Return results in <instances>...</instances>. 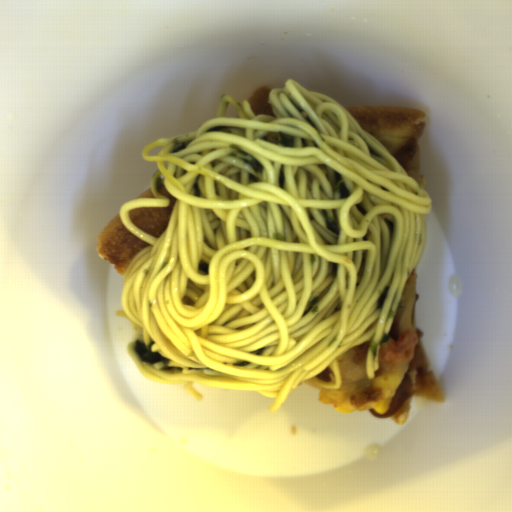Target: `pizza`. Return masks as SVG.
Instances as JSON below:
<instances>
[{
	"label": "pizza",
	"mask_w": 512,
	"mask_h": 512,
	"mask_svg": "<svg viewBox=\"0 0 512 512\" xmlns=\"http://www.w3.org/2000/svg\"><path fill=\"white\" fill-rule=\"evenodd\" d=\"M159 193L169 201L167 207H136L130 210L128 217L132 224L149 235L160 238L166 231L177 202L175 196L170 194L165 186V179L156 183Z\"/></svg>",
	"instance_id": "obj_4"
},
{
	"label": "pizza",
	"mask_w": 512,
	"mask_h": 512,
	"mask_svg": "<svg viewBox=\"0 0 512 512\" xmlns=\"http://www.w3.org/2000/svg\"><path fill=\"white\" fill-rule=\"evenodd\" d=\"M148 246L149 243L131 233L120 212L101 228L96 237L97 254L123 276L130 262Z\"/></svg>",
	"instance_id": "obj_3"
},
{
	"label": "pizza",
	"mask_w": 512,
	"mask_h": 512,
	"mask_svg": "<svg viewBox=\"0 0 512 512\" xmlns=\"http://www.w3.org/2000/svg\"><path fill=\"white\" fill-rule=\"evenodd\" d=\"M363 130L380 142L424 189L418 144L424 135L426 115L423 110L385 106L343 107Z\"/></svg>",
	"instance_id": "obj_2"
},
{
	"label": "pizza",
	"mask_w": 512,
	"mask_h": 512,
	"mask_svg": "<svg viewBox=\"0 0 512 512\" xmlns=\"http://www.w3.org/2000/svg\"><path fill=\"white\" fill-rule=\"evenodd\" d=\"M331 374H333L332 370L329 367H325L321 372H319L315 376H316L317 380H321V381H325V382L329 383L330 381H332Z\"/></svg>",
	"instance_id": "obj_6"
},
{
	"label": "pizza",
	"mask_w": 512,
	"mask_h": 512,
	"mask_svg": "<svg viewBox=\"0 0 512 512\" xmlns=\"http://www.w3.org/2000/svg\"><path fill=\"white\" fill-rule=\"evenodd\" d=\"M270 90L272 89L263 87L250 96L248 103L253 114L257 116H275L269 103Z\"/></svg>",
	"instance_id": "obj_5"
},
{
	"label": "pizza",
	"mask_w": 512,
	"mask_h": 512,
	"mask_svg": "<svg viewBox=\"0 0 512 512\" xmlns=\"http://www.w3.org/2000/svg\"><path fill=\"white\" fill-rule=\"evenodd\" d=\"M141 198H154L155 199L153 191H152V187L141 192L134 200L141 199Z\"/></svg>",
	"instance_id": "obj_7"
},
{
	"label": "pizza",
	"mask_w": 512,
	"mask_h": 512,
	"mask_svg": "<svg viewBox=\"0 0 512 512\" xmlns=\"http://www.w3.org/2000/svg\"><path fill=\"white\" fill-rule=\"evenodd\" d=\"M417 307V275L413 269L401 295L390 330L389 340L381 345L379 369L374 378H367L366 360L369 351L367 340L349 351L338 355L337 362L342 381L338 389H329L314 384L310 379L301 383L317 390L318 401L330 404L351 403L354 410L368 412L374 418L388 417L397 425H403L408 418L413 397H420L435 403L444 402L439 386L431 370L420 342L423 334L415 326ZM397 373L402 380L396 390L386 414H377L373 406L379 395L373 383L376 377Z\"/></svg>",
	"instance_id": "obj_1"
}]
</instances>
